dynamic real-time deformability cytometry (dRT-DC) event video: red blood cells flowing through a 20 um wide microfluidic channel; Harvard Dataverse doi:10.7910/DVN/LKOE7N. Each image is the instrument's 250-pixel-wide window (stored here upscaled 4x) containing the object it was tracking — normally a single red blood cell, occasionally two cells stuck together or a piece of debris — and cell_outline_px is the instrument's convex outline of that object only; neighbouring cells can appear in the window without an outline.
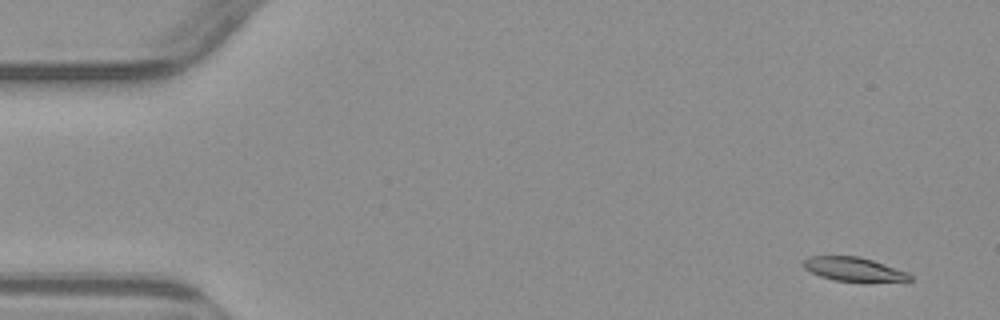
{"species": "common noctule bat (a hibernating species)", "species_latin": "Nyctalus noctula", "temperature_condition": "warm", "stored_images_in_passage": 4, "camera_frame_rate_fps": 3000, "um_per_image_px": 0.085, "animal": {"sex": "male", "body_mass_g": 23.1, "forearm_length_mm": 52.7}, "frame": {"image": 1, "passage_image": 1, "time_ms": 0.0, "image_size_px": [1000, 320], "cell_outline_px": [[912, 280], [836, 280], [820, 276], [804, 268], [804, 260], [808, 256], [860, 256], [908, 272], [912, 276]], "centroid_in_image_um": [72.53, 22.85], "position_along_channel_um": 12.5, "area_um2": 14.22}}
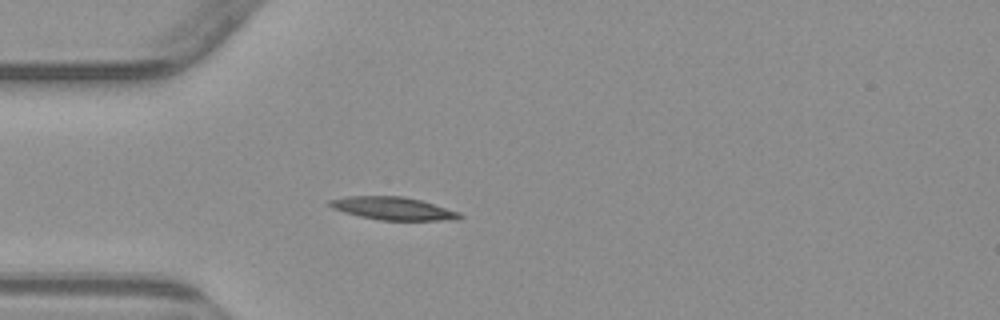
{"frame": {"image": 2, "passage_image": 4, "time_ms": 4.0, "image_size_px": [1000, 320], "cell_outline_px": [[464, 216], [460, 220], [380, 220], [360, 216], [344, 212], [332, 208], [328, 204], [328, 200], [344, 196], [404, 196], [420, 200], [460, 212]], "centroid_in_image_um": [33.42, 17.71], "position_along_channel_um": 51.6, "area_um2": 17.4}}